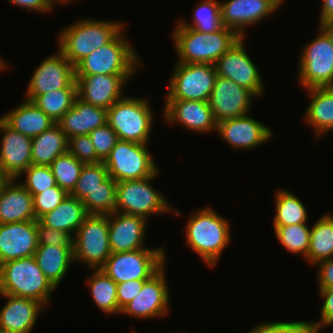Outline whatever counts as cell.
Returning a JSON list of instances; mask_svg holds the SVG:
<instances>
[{
  "mask_svg": "<svg viewBox=\"0 0 333 333\" xmlns=\"http://www.w3.org/2000/svg\"><path fill=\"white\" fill-rule=\"evenodd\" d=\"M172 33L179 63L214 65L241 38L224 26L217 32L205 33L183 27L179 22Z\"/></svg>",
  "mask_w": 333,
  "mask_h": 333,
  "instance_id": "obj_2",
  "label": "cell"
},
{
  "mask_svg": "<svg viewBox=\"0 0 333 333\" xmlns=\"http://www.w3.org/2000/svg\"><path fill=\"white\" fill-rule=\"evenodd\" d=\"M194 213L185 226L186 244L208 267H214L230 243V222L211 207Z\"/></svg>",
  "mask_w": 333,
  "mask_h": 333,
  "instance_id": "obj_1",
  "label": "cell"
},
{
  "mask_svg": "<svg viewBox=\"0 0 333 333\" xmlns=\"http://www.w3.org/2000/svg\"><path fill=\"white\" fill-rule=\"evenodd\" d=\"M38 244L54 246H73V237L61 230L37 222Z\"/></svg>",
  "mask_w": 333,
  "mask_h": 333,
  "instance_id": "obj_45",
  "label": "cell"
},
{
  "mask_svg": "<svg viewBox=\"0 0 333 333\" xmlns=\"http://www.w3.org/2000/svg\"><path fill=\"white\" fill-rule=\"evenodd\" d=\"M322 2L319 25L333 21V0H322Z\"/></svg>",
  "mask_w": 333,
  "mask_h": 333,
  "instance_id": "obj_51",
  "label": "cell"
},
{
  "mask_svg": "<svg viewBox=\"0 0 333 333\" xmlns=\"http://www.w3.org/2000/svg\"><path fill=\"white\" fill-rule=\"evenodd\" d=\"M158 174L159 170L144 179L117 182L115 211L145 219L151 214L171 213L173 209L166 198L150 185Z\"/></svg>",
  "mask_w": 333,
  "mask_h": 333,
  "instance_id": "obj_8",
  "label": "cell"
},
{
  "mask_svg": "<svg viewBox=\"0 0 333 333\" xmlns=\"http://www.w3.org/2000/svg\"><path fill=\"white\" fill-rule=\"evenodd\" d=\"M309 252L305 260L316 265L333 258V214H325L310 228Z\"/></svg>",
  "mask_w": 333,
  "mask_h": 333,
  "instance_id": "obj_32",
  "label": "cell"
},
{
  "mask_svg": "<svg viewBox=\"0 0 333 333\" xmlns=\"http://www.w3.org/2000/svg\"><path fill=\"white\" fill-rule=\"evenodd\" d=\"M11 128L28 136L36 137L55 123L32 101L25 100L1 117Z\"/></svg>",
  "mask_w": 333,
  "mask_h": 333,
  "instance_id": "obj_27",
  "label": "cell"
},
{
  "mask_svg": "<svg viewBox=\"0 0 333 333\" xmlns=\"http://www.w3.org/2000/svg\"><path fill=\"white\" fill-rule=\"evenodd\" d=\"M7 298L0 310V329L8 333H30L44 305L33 299L1 294Z\"/></svg>",
  "mask_w": 333,
  "mask_h": 333,
  "instance_id": "obj_24",
  "label": "cell"
},
{
  "mask_svg": "<svg viewBox=\"0 0 333 333\" xmlns=\"http://www.w3.org/2000/svg\"><path fill=\"white\" fill-rule=\"evenodd\" d=\"M72 0H45V3H46V6L50 9V10H52L53 9V7H54V4H56V3H60L61 2V4L62 3H67L68 4V2H71Z\"/></svg>",
  "mask_w": 333,
  "mask_h": 333,
  "instance_id": "obj_55",
  "label": "cell"
},
{
  "mask_svg": "<svg viewBox=\"0 0 333 333\" xmlns=\"http://www.w3.org/2000/svg\"><path fill=\"white\" fill-rule=\"evenodd\" d=\"M77 88L52 90L36 96L32 102L57 123L73 106Z\"/></svg>",
  "mask_w": 333,
  "mask_h": 333,
  "instance_id": "obj_35",
  "label": "cell"
},
{
  "mask_svg": "<svg viewBox=\"0 0 333 333\" xmlns=\"http://www.w3.org/2000/svg\"><path fill=\"white\" fill-rule=\"evenodd\" d=\"M276 214L273 225H293L307 223L308 214L299 198L286 189H278L275 194Z\"/></svg>",
  "mask_w": 333,
  "mask_h": 333,
  "instance_id": "obj_34",
  "label": "cell"
},
{
  "mask_svg": "<svg viewBox=\"0 0 333 333\" xmlns=\"http://www.w3.org/2000/svg\"><path fill=\"white\" fill-rule=\"evenodd\" d=\"M153 118L146 98L124 96L107 109V124L122 141L148 144Z\"/></svg>",
  "mask_w": 333,
  "mask_h": 333,
  "instance_id": "obj_6",
  "label": "cell"
},
{
  "mask_svg": "<svg viewBox=\"0 0 333 333\" xmlns=\"http://www.w3.org/2000/svg\"><path fill=\"white\" fill-rule=\"evenodd\" d=\"M49 166L57 185L70 194L76 186L84 163L67 152L58 156Z\"/></svg>",
  "mask_w": 333,
  "mask_h": 333,
  "instance_id": "obj_39",
  "label": "cell"
},
{
  "mask_svg": "<svg viewBox=\"0 0 333 333\" xmlns=\"http://www.w3.org/2000/svg\"><path fill=\"white\" fill-rule=\"evenodd\" d=\"M0 131L3 133L0 147V168L11 179L17 180L32 164V138L11 128L1 117Z\"/></svg>",
  "mask_w": 333,
  "mask_h": 333,
  "instance_id": "obj_22",
  "label": "cell"
},
{
  "mask_svg": "<svg viewBox=\"0 0 333 333\" xmlns=\"http://www.w3.org/2000/svg\"><path fill=\"white\" fill-rule=\"evenodd\" d=\"M0 333H8L5 330L0 329Z\"/></svg>",
  "mask_w": 333,
  "mask_h": 333,
  "instance_id": "obj_57",
  "label": "cell"
},
{
  "mask_svg": "<svg viewBox=\"0 0 333 333\" xmlns=\"http://www.w3.org/2000/svg\"><path fill=\"white\" fill-rule=\"evenodd\" d=\"M68 152L84 164H94L102 161L96 155L89 135L70 137L68 139Z\"/></svg>",
  "mask_w": 333,
  "mask_h": 333,
  "instance_id": "obj_44",
  "label": "cell"
},
{
  "mask_svg": "<svg viewBox=\"0 0 333 333\" xmlns=\"http://www.w3.org/2000/svg\"><path fill=\"white\" fill-rule=\"evenodd\" d=\"M166 99L209 101L217 72L212 64L176 62Z\"/></svg>",
  "mask_w": 333,
  "mask_h": 333,
  "instance_id": "obj_12",
  "label": "cell"
},
{
  "mask_svg": "<svg viewBox=\"0 0 333 333\" xmlns=\"http://www.w3.org/2000/svg\"><path fill=\"white\" fill-rule=\"evenodd\" d=\"M244 39L240 38L215 63L217 76L235 82L250 90L256 98L263 94V78L245 50Z\"/></svg>",
  "mask_w": 333,
  "mask_h": 333,
  "instance_id": "obj_14",
  "label": "cell"
},
{
  "mask_svg": "<svg viewBox=\"0 0 333 333\" xmlns=\"http://www.w3.org/2000/svg\"><path fill=\"white\" fill-rule=\"evenodd\" d=\"M275 235L282 246L292 254L307 258L310 243V231L306 223L291 225H273Z\"/></svg>",
  "mask_w": 333,
  "mask_h": 333,
  "instance_id": "obj_36",
  "label": "cell"
},
{
  "mask_svg": "<svg viewBox=\"0 0 333 333\" xmlns=\"http://www.w3.org/2000/svg\"><path fill=\"white\" fill-rule=\"evenodd\" d=\"M319 27L329 36L333 45V21L319 25Z\"/></svg>",
  "mask_w": 333,
  "mask_h": 333,
  "instance_id": "obj_52",
  "label": "cell"
},
{
  "mask_svg": "<svg viewBox=\"0 0 333 333\" xmlns=\"http://www.w3.org/2000/svg\"><path fill=\"white\" fill-rule=\"evenodd\" d=\"M193 14L192 23H186L183 19L178 22L183 27L205 33L217 32L223 27L220 15V2L218 0H202L196 5Z\"/></svg>",
  "mask_w": 333,
  "mask_h": 333,
  "instance_id": "obj_38",
  "label": "cell"
},
{
  "mask_svg": "<svg viewBox=\"0 0 333 333\" xmlns=\"http://www.w3.org/2000/svg\"><path fill=\"white\" fill-rule=\"evenodd\" d=\"M117 182L110 176L100 188L89 192L82 200L87 214L108 215L115 211Z\"/></svg>",
  "mask_w": 333,
  "mask_h": 333,
  "instance_id": "obj_37",
  "label": "cell"
},
{
  "mask_svg": "<svg viewBox=\"0 0 333 333\" xmlns=\"http://www.w3.org/2000/svg\"><path fill=\"white\" fill-rule=\"evenodd\" d=\"M145 281L146 280H129L117 284V302L120 310L137 296Z\"/></svg>",
  "mask_w": 333,
  "mask_h": 333,
  "instance_id": "obj_48",
  "label": "cell"
},
{
  "mask_svg": "<svg viewBox=\"0 0 333 333\" xmlns=\"http://www.w3.org/2000/svg\"><path fill=\"white\" fill-rule=\"evenodd\" d=\"M147 219L114 211L108 214L109 245L112 253L144 249Z\"/></svg>",
  "mask_w": 333,
  "mask_h": 333,
  "instance_id": "obj_23",
  "label": "cell"
},
{
  "mask_svg": "<svg viewBox=\"0 0 333 333\" xmlns=\"http://www.w3.org/2000/svg\"><path fill=\"white\" fill-rule=\"evenodd\" d=\"M16 6L22 7L24 9L34 10L37 12L47 13L51 11L45 3V0H9Z\"/></svg>",
  "mask_w": 333,
  "mask_h": 333,
  "instance_id": "obj_50",
  "label": "cell"
},
{
  "mask_svg": "<svg viewBox=\"0 0 333 333\" xmlns=\"http://www.w3.org/2000/svg\"><path fill=\"white\" fill-rule=\"evenodd\" d=\"M3 57H0V71L6 69L7 64L5 61L2 59Z\"/></svg>",
  "mask_w": 333,
  "mask_h": 333,
  "instance_id": "obj_56",
  "label": "cell"
},
{
  "mask_svg": "<svg viewBox=\"0 0 333 333\" xmlns=\"http://www.w3.org/2000/svg\"><path fill=\"white\" fill-rule=\"evenodd\" d=\"M264 324L273 333H321L317 325L311 321L267 322Z\"/></svg>",
  "mask_w": 333,
  "mask_h": 333,
  "instance_id": "obj_46",
  "label": "cell"
},
{
  "mask_svg": "<svg viewBox=\"0 0 333 333\" xmlns=\"http://www.w3.org/2000/svg\"><path fill=\"white\" fill-rule=\"evenodd\" d=\"M69 193L58 185L33 195V209L36 220L55 209Z\"/></svg>",
  "mask_w": 333,
  "mask_h": 333,
  "instance_id": "obj_42",
  "label": "cell"
},
{
  "mask_svg": "<svg viewBox=\"0 0 333 333\" xmlns=\"http://www.w3.org/2000/svg\"><path fill=\"white\" fill-rule=\"evenodd\" d=\"M86 280L90 287L94 303L107 314H120L117 302V283L108 277L101 269H95Z\"/></svg>",
  "mask_w": 333,
  "mask_h": 333,
  "instance_id": "obj_33",
  "label": "cell"
},
{
  "mask_svg": "<svg viewBox=\"0 0 333 333\" xmlns=\"http://www.w3.org/2000/svg\"><path fill=\"white\" fill-rule=\"evenodd\" d=\"M148 144L119 140L103 161L109 176L116 182L140 180L154 175L157 164Z\"/></svg>",
  "mask_w": 333,
  "mask_h": 333,
  "instance_id": "obj_9",
  "label": "cell"
},
{
  "mask_svg": "<svg viewBox=\"0 0 333 333\" xmlns=\"http://www.w3.org/2000/svg\"><path fill=\"white\" fill-rule=\"evenodd\" d=\"M285 0H227L220 2L221 23L225 28L234 30L241 38L245 28L275 13Z\"/></svg>",
  "mask_w": 333,
  "mask_h": 333,
  "instance_id": "obj_16",
  "label": "cell"
},
{
  "mask_svg": "<svg viewBox=\"0 0 333 333\" xmlns=\"http://www.w3.org/2000/svg\"><path fill=\"white\" fill-rule=\"evenodd\" d=\"M24 174L26 180L20 183L32 196L57 185L50 166L31 164L20 176Z\"/></svg>",
  "mask_w": 333,
  "mask_h": 333,
  "instance_id": "obj_41",
  "label": "cell"
},
{
  "mask_svg": "<svg viewBox=\"0 0 333 333\" xmlns=\"http://www.w3.org/2000/svg\"><path fill=\"white\" fill-rule=\"evenodd\" d=\"M163 265L154 275L146 280L142 289L129 303L122 309V315H129L143 320L148 318L166 317L169 314L170 293L167 285Z\"/></svg>",
  "mask_w": 333,
  "mask_h": 333,
  "instance_id": "obj_13",
  "label": "cell"
},
{
  "mask_svg": "<svg viewBox=\"0 0 333 333\" xmlns=\"http://www.w3.org/2000/svg\"><path fill=\"white\" fill-rule=\"evenodd\" d=\"M165 255L163 246L111 253L100 269L117 284L148 280L165 264Z\"/></svg>",
  "mask_w": 333,
  "mask_h": 333,
  "instance_id": "obj_7",
  "label": "cell"
},
{
  "mask_svg": "<svg viewBox=\"0 0 333 333\" xmlns=\"http://www.w3.org/2000/svg\"><path fill=\"white\" fill-rule=\"evenodd\" d=\"M34 257L46 278L57 288L74 261L73 246L39 245Z\"/></svg>",
  "mask_w": 333,
  "mask_h": 333,
  "instance_id": "obj_29",
  "label": "cell"
},
{
  "mask_svg": "<svg viewBox=\"0 0 333 333\" xmlns=\"http://www.w3.org/2000/svg\"><path fill=\"white\" fill-rule=\"evenodd\" d=\"M15 181L11 179L0 194V224L36 220L33 196Z\"/></svg>",
  "mask_w": 333,
  "mask_h": 333,
  "instance_id": "obj_26",
  "label": "cell"
},
{
  "mask_svg": "<svg viewBox=\"0 0 333 333\" xmlns=\"http://www.w3.org/2000/svg\"><path fill=\"white\" fill-rule=\"evenodd\" d=\"M320 295L324 299V303L320 308V321H313L319 330L324 327L333 326V287L319 288Z\"/></svg>",
  "mask_w": 333,
  "mask_h": 333,
  "instance_id": "obj_47",
  "label": "cell"
},
{
  "mask_svg": "<svg viewBox=\"0 0 333 333\" xmlns=\"http://www.w3.org/2000/svg\"><path fill=\"white\" fill-rule=\"evenodd\" d=\"M249 333H273L264 323L256 325Z\"/></svg>",
  "mask_w": 333,
  "mask_h": 333,
  "instance_id": "obj_54",
  "label": "cell"
},
{
  "mask_svg": "<svg viewBox=\"0 0 333 333\" xmlns=\"http://www.w3.org/2000/svg\"><path fill=\"white\" fill-rule=\"evenodd\" d=\"M318 31V36L303 47L299 58L297 76L304 89L333 87V45L320 27Z\"/></svg>",
  "mask_w": 333,
  "mask_h": 333,
  "instance_id": "obj_11",
  "label": "cell"
},
{
  "mask_svg": "<svg viewBox=\"0 0 333 333\" xmlns=\"http://www.w3.org/2000/svg\"><path fill=\"white\" fill-rule=\"evenodd\" d=\"M38 246L37 220L0 224V265L33 256Z\"/></svg>",
  "mask_w": 333,
  "mask_h": 333,
  "instance_id": "obj_20",
  "label": "cell"
},
{
  "mask_svg": "<svg viewBox=\"0 0 333 333\" xmlns=\"http://www.w3.org/2000/svg\"><path fill=\"white\" fill-rule=\"evenodd\" d=\"M318 266V286L319 288L333 287V258L322 260L316 264Z\"/></svg>",
  "mask_w": 333,
  "mask_h": 333,
  "instance_id": "obj_49",
  "label": "cell"
},
{
  "mask_svg": "<svg viewBox=\"0 0 333 333\" xmlns=\"http://www.w3.org/2000/svg\"><path fill=\"white\" fill-rule=\"evenodd\" d=\"M111 253L108 215L88 214L73 236L74 261L100 269Z\"/></svg>",
  "mask_w": 333,
  "mask_h": 333,
  "instance_id": "obj_10",
  "label": "cell"
},
{
  "mask_svg": "<svg viewBox=\"0 0 333 333\" xmlns=\"http://www.w3.org/2000/svg\"><path fill=\"white\" fill-rule=\"evenodd\" d=\"M66 137L89 135L107 124V109L94 106L76 97L73 106L57 122Z\"/></svg>",
  "mask_w": 333,
  "mask_h": 333,
  "instance_id": "obj_25",
  "label": "cell"
},
{
  "mask_svg": "<svg viewBox=\"0 0 333 333\" xmlns=\"http://www.w3.org/2000/svg\"><path fill=\"white\" fill-rule=\"evenodd\" d=\"M63 88H77L75 69L58 49L57 54L43 60L33 72L25 100L32 101L38 95Z\"/></svg>",
  "mask_w": 333,
  "mask_h": 333,
  "instance_id": "obj_15",
  "label": "cell"
},
{
  "mask_svg": "<svg viewBox=\"0 0 333 333\" xmlns=\"http://www.w3.org/2000/svg\"><path fill=\"white\" fill-rule=\"evenodd\" d=\"M163 111L164 120L170 125L180 123L188 130L202 134L217 131L218 122L208 101L166 99Z\"/></svg>",
  "mask_w": 333,
  "mask_h": 333,
  "instance_id": "obj_19",
  "label": "cell"
},
{
  "mask_svg": "<svg viewBox=\"0 0 333 333\" xmlns=\"http://www.w3.org/2000/svg\"><path fill=\"white\" fill-rule=\"evenodd\" d=\"M252 97L256 98L250 90L230 79L217 76L208 102L215 120L220 122L248 114Z\"/></svg>",
  "mask_w": 333,
  "mask_h": 333,
  "instance_id": "obj_17",
  "label": "cell"
},
{
  "mask_svg": "<svg viewBox=\"0 0 333 333\" xmlns=\"http://www.w3.org/2000/svg\"><path fill=\"white\" fill-rule=\"evenodd\" d=\"M133 75H75L77 97L86 103L108 109L122 99L123 86Z\"/></svg>",
  "mask_w": 333,
  "mask_h": 333,
  "instance_id": "obj_18",
  "label": "cell"
},
{
  "mask_svg": "<svg viewBox=\"0 0 333 333\" xmlns=\"http://www.w3.org/2000/svg\"><path fill=\"white\" fill-rule=\"evenodd\" d=\"M122 30L111 42L94 50L75 67V75H133L141 68L140 57Z\"/></svg>",
  "mask_w": 333,
  "mask_h": 333,
  "instance_id": "obj_5",
  "label": "cell"
},
{
  "mask_svg": "<svg viewBox=\"0 0 333 333\" xmlns=\"http://www.w3.org/2000/svg\"><path fill=\"white\" fill-rule=\"evenodd\" d=\"M248 114L218 122L217 133L233 149H253L271 139L273 132Z\"/></svg>",
  "mask_w": 333,
  "mask_h": 333,
  "instance_id": "obj_21",
  "label": "cell"
},
{
  "mask_svg": "<svg viewBox=\"0 0 333 333\" xmlns=\"http://www.w3.org/2000/svg\"><path fill=\"white\" fill-rule=\"evenodd\" d=\"M122 22L81 19L63 28L58 36V49L75 67L94 50L111 42L122 30Z\"/></svg>",
  "mask_w": 333,
  "mask_h": 333,
  "instance_id": "obj_3",
  "label": "cell"
},
{
  "mask_svg": "<svg viewBox=\"0 0 333 333\" xmlns=\"http://www.w3.org/2000/svg\"><path fill=\"white\" fill-rule=\"evenodd\" d=\"M54 289L39 268L34 255L0 265L1 294L33 299L46 306Z\"/></svg>",
  "mask_w": 333,
  "mask_h": 333,
  "instance_id": "obj_4",
  "label": "cell"
},
{
  "mask_svg": "<svg viewBox=\"0 0 333 333\" xmlns=\"http://www.w3.org/2000/svg\"><path fill=\"white\" fill-rule=\"evenodd\" d=\"M87 215L83 202L69 194L55 209L42 215L37 222L73 237Z\"/></svg>",
  "mask_w": 333,
  "mask_h": 333,
  "instance_id": "obj_30",
  "label": "cell"
},
{
  "mask_svg": "<svg viewBox=\"0 0 333 333\" xmlns=\"http://www.w3.org/2000/svg\"><path fill=\"white\" fill-rule=\"evenodd\" d=\"M109 177L108 170L103 161L94 164H84L71 196L82 201L89 192L101 187Z\"/></svg>",
  "mask_w": 333,
  "mask_h": 333,
  "instance_id": "obj_40",
  "label": "cell"
},
{
  "mask_svg": "<svg viewBox=\"0 0 333 333\" xmlns=\"http://www.w3.org/2000/svg\"><path fill=\"white\" fill-rule=\"evenodd\" d=\"M11 178L0 168V194Z\"/></svg>",
  "mask_w": 333,
  "mask_h": 333,
  "instance_id": "obj_53",
  "label": "cell"
},
{
  "mask_svg": "<svg viewBox=\"0 0 333 333\" xmlns=\"http://www.w3.org/2000/svg\"><path fill=\"white\" fill-rule=\"evenodd\" d=\"M96 155L104 161L119 141L116 132L108 125L96 128L89 133Z\"/></svg>",
  "mask_w": 333,
  "mask_h": 333,
  "instance_id": "obj_43",
  "label": "cell"
},
{
  "mask_svg": "<svg viewBox=\"0 0 333 333\" xmlns=\"http://www.w3.org/2000/svg\"><path fill=\"white\" fill-rule=\"evenodd\" d=\"M311 102L305 110L307 125L314 128L316 139L333 131V87L305 89Z\"/></svg>",
  "mask_w": 333,
  "mask_h": 333,
  "instance_id": "obj_28",
  "label": "cell"
},
{
  "mask_svg": "<svg viewBox=\"0 0 333 333\" xmlns=\"http://www.w3.org/2000/svg\"><path fill=\"white\" fill-rule=\"evenodd\" d=\"M32 164L49 166L58 156L68 152V138L56 123L32 138Z\"/></svg>",
  "mask_w": 333,
  "mask_h": 333,
  "instance_id": "obj_31",
  "label": "cell"
}]
</instances>
